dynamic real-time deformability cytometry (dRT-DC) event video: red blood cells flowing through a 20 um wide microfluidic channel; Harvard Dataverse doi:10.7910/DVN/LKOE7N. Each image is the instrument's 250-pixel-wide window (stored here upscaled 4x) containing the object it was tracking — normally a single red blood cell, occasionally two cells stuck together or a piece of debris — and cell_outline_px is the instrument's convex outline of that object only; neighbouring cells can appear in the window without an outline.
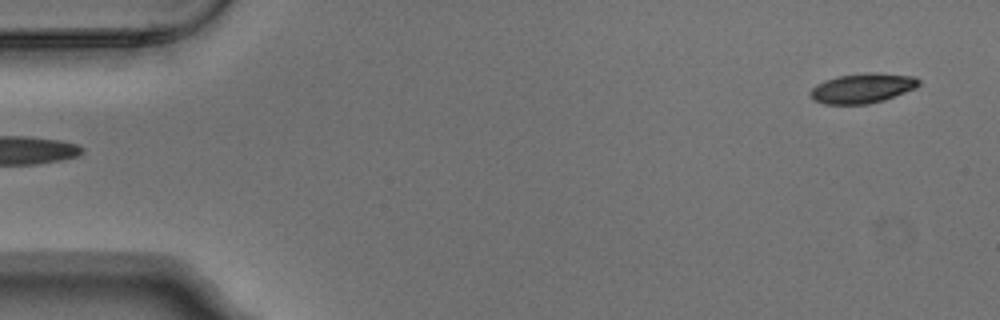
{"species": "Egyptian fruit bat (a non-hibernating species)", "species_latin": "Rousettus aegyptiacus", "temperature_condition": "warm", "stored_images_in_passage": 5, "segment_of_instrument_passage": [2, 2], "camera_frame_rate_fps": 3000, "um_per_image_px": 0.085, "animal": {"sex": "male"}, "frame": {"image": 1, "passage_image": 5, "time_ms": 1.333, "image_size_px": [1000, 320], "cell_outline_px": [[920, 84], [916, 88], [884, 100], [868, 104], [824, 104], [816, 100], [808, 92], [816, 84], [824, 80], [836, 76], [864, 72], [876, 72], [916, 76], [920, 80]], "centroid_in_image_um": [73.33, 7.47], "position_along_channel_um": 11.7, "area_um2": 19.07}}